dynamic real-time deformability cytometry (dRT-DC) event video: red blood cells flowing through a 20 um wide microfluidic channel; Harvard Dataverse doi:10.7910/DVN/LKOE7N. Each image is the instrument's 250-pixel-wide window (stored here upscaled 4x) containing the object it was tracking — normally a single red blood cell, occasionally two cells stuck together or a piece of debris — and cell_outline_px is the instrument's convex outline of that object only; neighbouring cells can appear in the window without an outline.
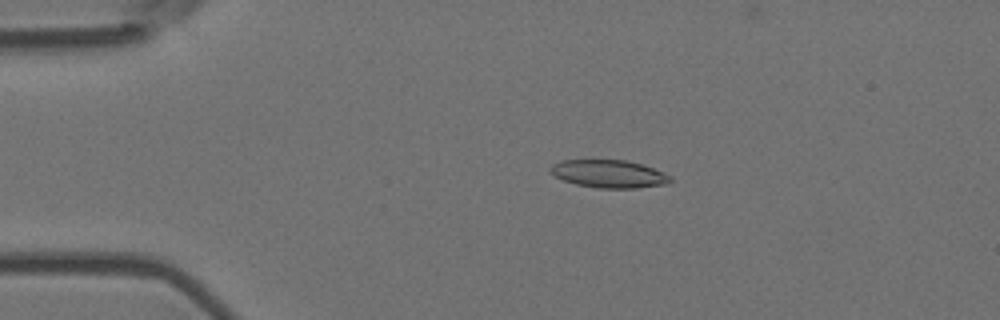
{"species": "Egyptian fruit bat (a non-hibernating species)", "species_latin": "Rousettus aegyptiacus", "temperature_condition": "room temperature", "stored_images_in_passage": 56, "camera_frame_rate_fps": 3000, "um_per_image_px": 0.085, "animal": {"sex": "female"}, "frame": {"image": 1, "passage_image": 12, "time_ms": 3.667, "image_size_px": [1000, 320], "cell_outline_px": [[672, 180], [668, 184], [636, 188], [596, 188], [576, 184], [564, 180], [548, 172], [548, 168], [552, 164], [564, 160], [624, 160], [640, 164], [664, 172], [672, 176]], "centroid_in_image_um": [51.76, 14.78], "position_along_channel_um": 33.2, "area_um2": 19.48}}
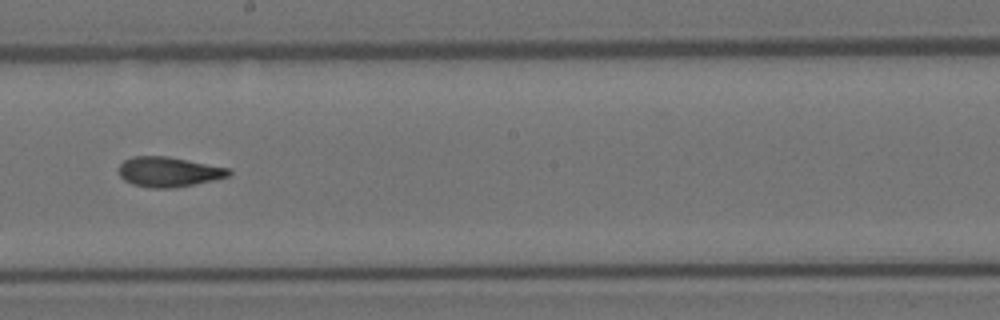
{"frame": {"image": 2, "passage_image": 32, "time_ms": 10.333, "image_size_px": [1000, 320], "cell_outline_px": [[232, 172], [228, 176], [212, 180], [172, 188], [152, 188], [132, 184], [124, 180], [120, 176], [116, 168], [124, 160], [132, 156], [168, 156], [228, 168]], "centroid_in_image_um": [14.27, 14.6], "position_along_channel_um": 233.9, "area_um2": 19.13}}
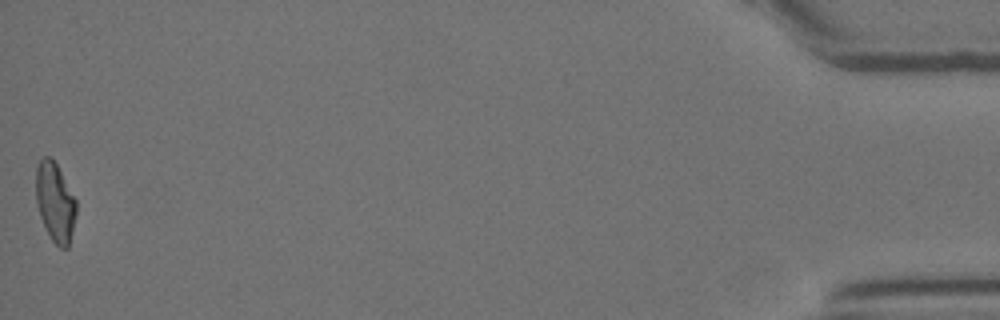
{"frame": {"image": 3, "passage_image": 56, "time_ms": 18.333, "image_size_px": [1000, 320], "cell_outline_px": [[76, 216], [68, 248], [60, 248], [52, 240], [40, 216], [36, 204], [36, 168], [40, 160], [44, 156], [52, 156], [76, 200]], "centroid_in_image_um": [4.68, 17.17], "position_along_channel_um": 430.5, "area_um2": 18.5}, "authors_computed_cell_mechanics": {"area_um2": 19.1607, "velocity_mm_per_s": 3.6713, "shape_relaxation_time_tau1_ms": null, "shape_relaxation_time_tau2_ms": 2.4825, "deformation_change_tau1": null, "deformation_change_tau2": 0.1016}}